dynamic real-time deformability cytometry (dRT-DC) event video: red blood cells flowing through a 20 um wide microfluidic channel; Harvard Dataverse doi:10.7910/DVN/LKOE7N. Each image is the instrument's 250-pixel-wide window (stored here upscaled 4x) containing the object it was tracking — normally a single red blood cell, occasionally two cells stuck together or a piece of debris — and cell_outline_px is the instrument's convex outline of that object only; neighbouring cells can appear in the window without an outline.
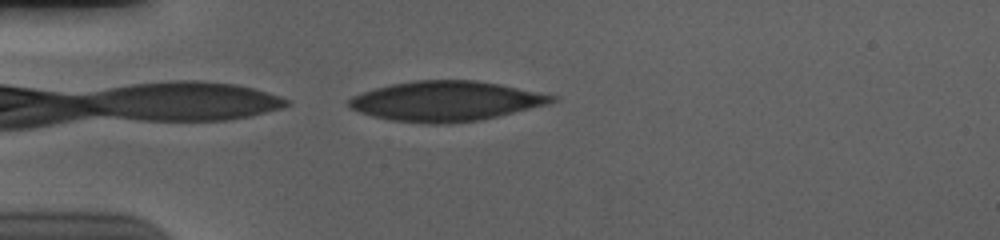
{"species": "human", "species_latin": "Homo sapiens", "temperature_condition": "cold", "stored_images_in_passage": 41, "camera_frame_rate_fps": 3000, "um_per_image_px": 0.085, "donor": {"sex": "male"}, "frame": {"image": 1, "passage_image": 1, "time_ms": 0.0, "image_size_px": [1000, 240], "cell_outline_px": [[560, 100], [548, 104], [480, 120], [436, 124], [432, 124], [392, 120], [372, 116], [348, 108], [348, 100], [352, 96], [376, 88], [392, 84], [416, 80], [476, 80], [500, 84], [560, 96]], "centroid_in_image_um": [37.93, 8.59], "position_along_channel_um": 47.1, "area_um2": 47.11}}
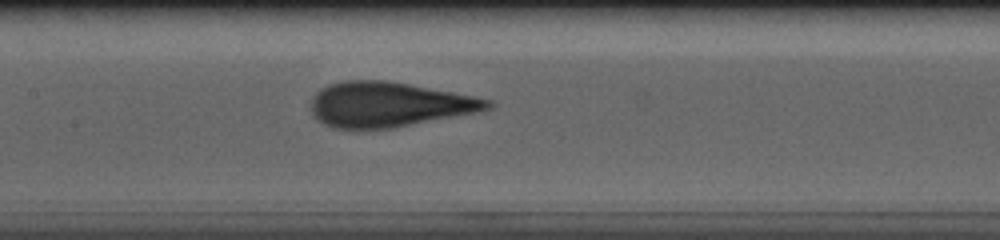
{"frame": {"image": 2, "passage_image": 13, "time_ms": 4.0, "image_size_px": [1000, 240], "cell_outline_px": [[492, 108], [476, 112], [396, 128], [332, 128], [316, 120], [312, 112], [312, 100], [316, 92], [320, 88], [328, 84], [348, 80], [384, 80], [408, 84], [452, 92], [492, 100]], "centroid_in_image_um": [33.02, 8.88], "position_along_channel_um": 174.4, "area_um2": 46.01}}
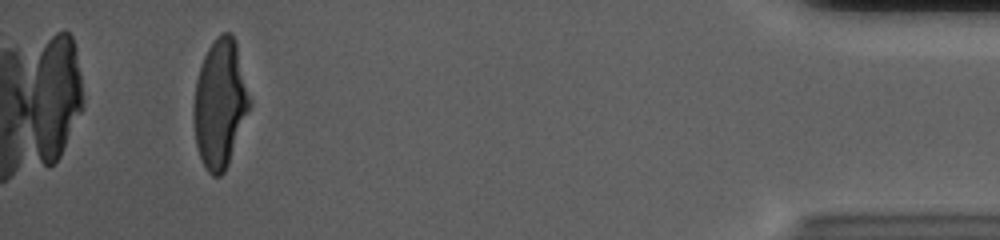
{"frame": {"image": 3, "passage_image": 38, "time_ms": 12.333, "image_size_px": [1000, 240], "cell_outline_px": [[252, 104], [228, 164], [224, 172], [220, 176], [212, 176], [208, 172], [200, 156], [196, 144], [192, 120], [192, 108], [196, 80], [204, 56], [208, 48], [216, 36], [224, 32], [232, 32], [236, 40], [252, 100]], "centroid_in_image_um": [18.71, 8.78], "position_along_channel_um": 416.5, "area_um2": 42.43}, "authors_computed_cell_mechanics": {"area_um2": 46.0088, "velocity_mm_per_s": 3.6866, "shape_relaxation_time_tau1_ms": 5.8075, "shape_relaxation_time_tau2_ms": 0.7779, "deformation_change_tau1": 0.1979, "deformation_change_tau2": 0.0877}}